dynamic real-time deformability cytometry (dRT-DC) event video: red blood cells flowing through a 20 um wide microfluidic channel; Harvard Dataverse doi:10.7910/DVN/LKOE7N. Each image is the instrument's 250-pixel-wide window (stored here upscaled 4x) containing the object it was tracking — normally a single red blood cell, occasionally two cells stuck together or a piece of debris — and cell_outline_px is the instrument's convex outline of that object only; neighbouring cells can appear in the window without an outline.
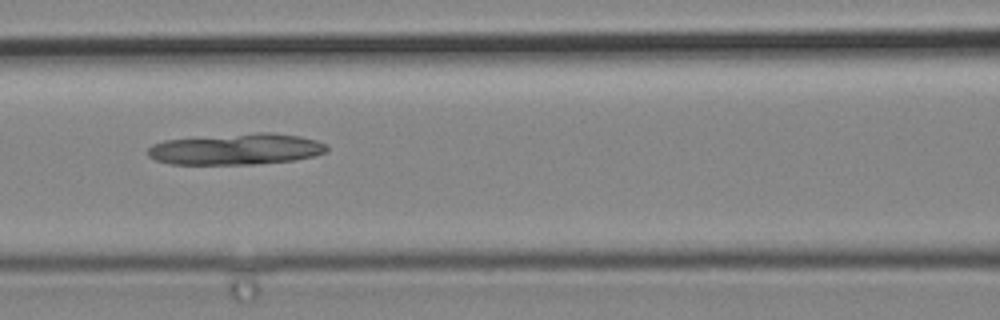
{"species": "common noctule bat (a hibernating species)", "species_latin": "Nyctalus noctula", "temperature_condition": "cold", "stored_images_in_passage": 5, "camera_frame_rate_fps": 3000, "um_per_image_px": 0.085, "animal": {"sex": "male", "body_mass_g": 19.2, "forearm_length_mm": 51.8}, "frame": {"image": 1, "passage_image": 4, "time_ms": 1.0, "image_size_px": [1000, 320], "cell_outline_px": [[328, 152], [296, 160], [256, 164], [172, 164], [156, 160], [148, 156], [148, 148], [152, 144], [164, 140], [260, 132], [272, 132], [300, 136], [316, 140], [328, 144]], "centroid_in_image_um": [20.12, 12.68], "position_along_channel_um": 146.5, "area_um2": 32.6}}
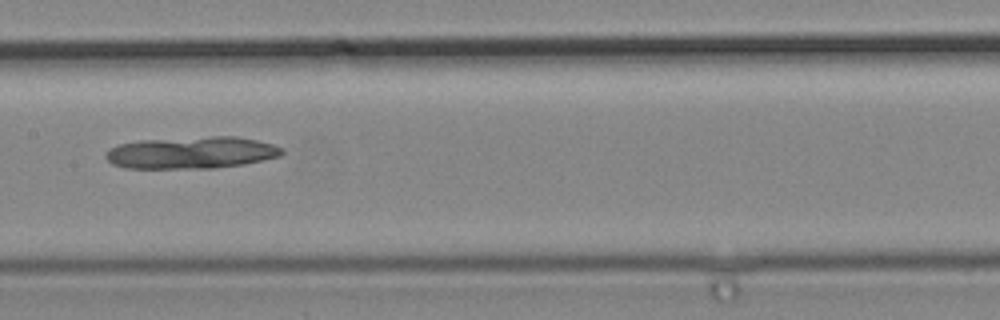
{"frame": {"image": 2, "passage_image": 5, "time_ms": 1.333, "image_size_px": [1000, 320], "cell_outline_px": [[284, 152], [280, 156], [264, 160], [244, 164], [212, 168], [124, 168], [112, 164], [104, 156], [104, 152], [108, 148], [120, 144], [140, 140], [212, 136], [236, 136], [256, 140], [272, 144], [284, 148]], "centroid_in_image_um": [16.26, 12.97], "position_along_channel_um": 191.1, "area_um2": 33.06}}